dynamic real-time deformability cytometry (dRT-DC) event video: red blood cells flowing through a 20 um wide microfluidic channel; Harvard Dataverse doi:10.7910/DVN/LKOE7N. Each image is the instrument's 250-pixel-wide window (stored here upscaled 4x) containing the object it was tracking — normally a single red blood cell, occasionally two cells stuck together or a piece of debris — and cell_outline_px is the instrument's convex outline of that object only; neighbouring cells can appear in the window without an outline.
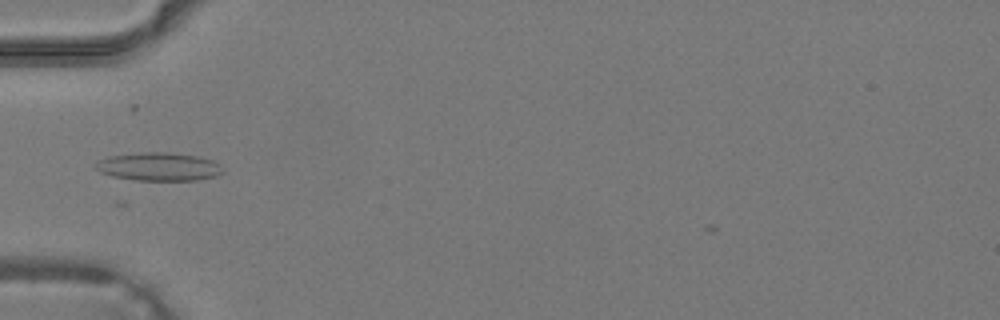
{"species": "common noctule bat (a hibernating species)", "species_latin": "Nyctalus noctula", "temperature_condition": "warm", "stored_images_in_passage": 19, "camera_frame_rate_fps": 3000, "um_per_image_px": 0.085, "animal": {"sex": "male", "body_mass_g": 19.2, "forearm_length_mm": 51.8}, "frame": {"image": 1, "passage_image": 2, "time_ms": 0.333, "image_size_px": [1000, 320], "cell_outline_px": [[224, 172], [216, 176], [196, 180], [136, 180], [112, 176], [100, 172], [96, 168], [96, 164], [100, 160], [108, 156], [144, 152], [164, 152], [196, 156], [212, 160], [220, 164], [224, 168]], "centroid_in_image_um": [13.53, 14.17], "position_along_channel_um": 71.5, "area_um2": 20.81}}
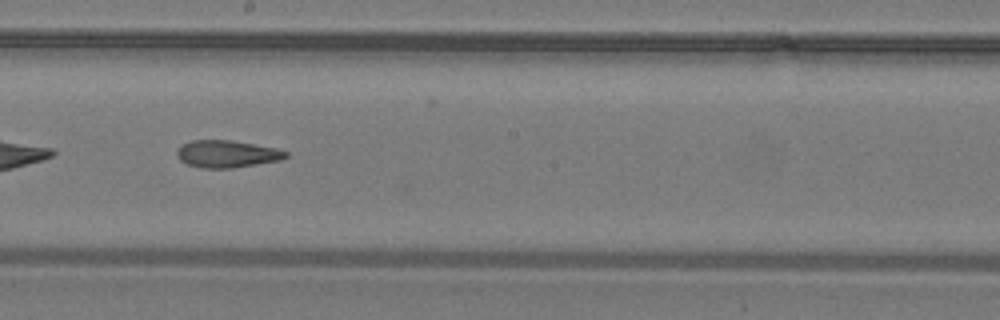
{"frame": {"image": 2, "passage_image": 11, "time_ms": 3.333, "image_size_px": [1000, 320], "cell_outline_px": [[288, 156], [280, 160], [232, 168], [200, 168], [188, 164], [180, 160], [176, 152], [184, 144], [192, 140], [232, 140], [276, 148], [288, 152]], "centroid_in_image_um": [19.31, 13.08], "position_along_channel_um": 228.9, "area_um2": 17.11}}
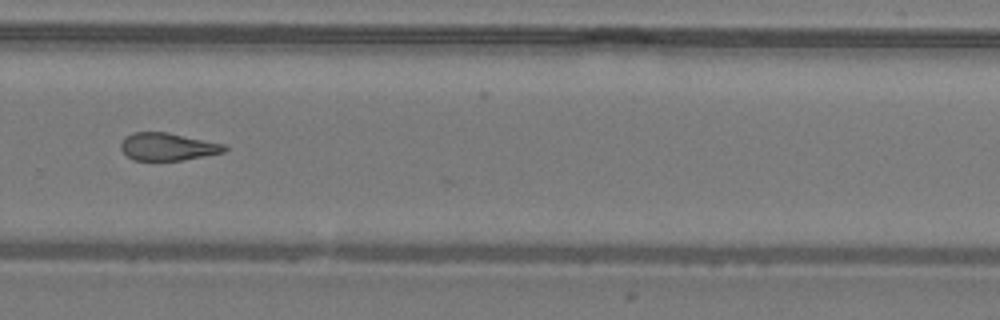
{"frame": {"image": 3, "passage_image": 16, "time_ms": 5.0, "image_size_px": [1000, 320], "cell_outline_px": [[228, 148], [224, 152], [204, 156], [180, 160], [132, 160], [120, 148], [120, 144], [124, 136], [132, 132], [168, 132], [224, 144]], "centroid_in_image_um": [14.22, 12.46], "position_along_channel_um": 315.6, "area_um2": 16.65}}